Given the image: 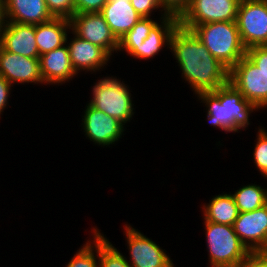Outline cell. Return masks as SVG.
Instances as JSON below:
<instances>
[{
    "label": "cell",
    "mask_w": 267,
    "mask_h": 267,
    "mask_svg": "<svg viewBox=\"0 0 267 267\" xmlns=\"http://www.w3.org/2000/svg\"><path fill=\"white\" fill-rule=\"evenodd\" d=\"M240 267H267V251L250 252Z\"/></svg>",
    "instance_id": "32"
},
{
    "label": "cell",
    "mask_w": 267,
    "mask_h": 267,
    "mask_svg": "<svg viewBox=\"0 0 267 267\" xmlns=\"http://www.w3.org/2000/svg\"><path fill=\"white\" fill-rule=\"evenodd\" d=\"M164 15H172L178 19L188 9L191 0H160Z\"/></svg>",
    "instance_id": "29"
},
{
    "label": "cell",
    "mask_w": 267,
    "mask_h": 267,
    "mask_svg": "<svg viewBox=\"0 0 267 267\" xmlns=\"http://www.w3.org/2000/svg\"><path fill=\"white\" fill-rule=\"evenodd\" d=\"M197 98L207 105V119L215 127L225 132L246 129L251 112L260 110L247 101L240 91L229 81L215 91L201 92Z\"/></svg>",
    "instance_id": "2"
},
{
    "label": "cell",
    "mask_w": 267,
    "mask_h": 267,
    "mask_svg": "<svg viewBox=\"0 0 267 267\" xmlns=\"http://www.w3.org/2000/svg\"><path fill=\"white\" fill-rule=\"evenodd\" d=\"M92 230L93 242L90 240L86 242L70 259L66 267H99V229L95 227Z\"/></svg>",
    "instance_id": "24"
},
{
    "label": "cell",
    "mask_w": 267,
    "mask_h": 267,
    "mask_svg": "<svg viewBox=\"0 0 267 267\" xmlns=\"http://www.w3.org/2000/svg\"><path fill=\"white\" fill-rule=\"evenodd\" d=\"M69 20L73 34L99 46L110 57L117 52L119 40L100 12L76 13Z\"/></svg>",
    "instance_id": "9"
},
{
    "label": "cell",
    "mask_w": 267,
    "mask_h": 267,
    "mask_svg": "<svg viewBox=\"0 0 267 267\" xmlns=\"http://www.w3.org/2000/svg\"><path fill=\"white\" fill-rule=\"evenodd\" d=\"M85 109L81 125L90 141L107 147L121 138L125 129L120 121L89 104Z\"/></svg>",
    "instance_id": "12"
},
{
    "label": "cell",
    "mask_w": 267,
    "mask_h": 267,
    "mask_svg": "<svg viewBox=\"0 0 267 267\" xmlns=\"http://www.w3.org/2000/svg\"><path fill=\"white\" fill-rule=\"evenodd\" d=\"M108 0H75L76 13L101 12Z\"/></svg>",
    "instance_id": "31"
},
{
    "label": "cell",
    "mask_w": 267,
    "mask_h": 267,
    "mask_svg": "<svg viewBox=\"0 0 267 267\" xmlns=\"http://www.w3.org/2000/svg\"><path fill=\"white\" fill-rule=\"evenodd\" d=\"M0 46L27 58H40L35 38V25L6 22L0 33Z\"/></svg>",
    "instance_id": "14"
},
{
    "label": "cell",
    "mask_w": 267,
    "mask_h": 267,
    "mask_svg": "<svg viewBox=\"0 0 267 267\" xmlns=\"http://www.w3.org/2000/svg\"><path fill=\"white\" fill-rule=\"evenodd\" d=\"M6 22L38 25L54 17L48 11L45 0H4Z\"/></svg>",
    "instance_id": "18"
},
{
    "label": "cell",
    "mask_w": 267,
    "mask_h": 267,
    "mask_svg": "<svg viewBox=\"0 0 267 267\" xmlns=\"http://www.w3.org/2000/svg\"><path fill=\"white\" fill-rule=\"evenodd\" d=\"M232 226L250 252L267 251V204L250 212H239Z\"/></svg>",
    "instance_id": "11"
},
{
    "label": "cell",
    "mask_w": 267,
    "mask_h": 267,
    "mask_svg": "<svg viewBox=\"0 0 267 267\" xmlns=\"http://www.w3.org/2000/svg\"><path fill=\"white\" fill-rule=\"evenodd\" d=\"M245 56L267 75V46H255L246 50Z\"/></svg>",
    "instance_id": "28"
},
{
    "label": "cell",
    "mask_w": 267,
    "mask_h": 267,
    "mask_svg": "<svg viewBox=\"0 0 267 267\" xmlns=\"http://www.w3.org/2000/svg\"><path fill=\"white\" fill-rule=\"evenodd\" d=\"M131 267H174L169 255L137 229L125 224Z\"/></svg>",
    "instance_id": "10"
},
{
    "label": "cell",
    "mask_w": 267,
    "mask_h": 267,
    "mask_svg": "<svg viewBox=\"0 0 267 267\" xmlns=\"http://www.w3.org/2000/svg\"><path fill=\"white\" fill-rule=\"evenodd\" d=\"M169 48L196 95L215 91L229 81V70L211 55L192 30L178 25Z\"/></svg>",
    "instance_id": "1"
},
{
    "label": "cell",
    "mask_w": 267,
    "mask_h": 267,
    "mask_svg": "<svg viewBox=\"0 0 267 267\" xmlns=\"http://www.w3.org/2000/svg\"><path fill=\"white\" fill-rule=\"evenodd\" d=\"M229 82L259 109L267 107V75L246 56L229 70Z\"/></svg>",
    "instance_id": "7"
},
{
    "label": "cell",
    "mask_w": 267,
    "mask_h": 267,
    "mask_svg": "<svg viewBox=\"0 0 267 267\" xmlns=\"http://www.w3.org/2000/svg\"><path fill=\"white\" fill-rule=\"evenodd\" d=\"M128 88L123 81L107 76L95 83L92 88L93 99L88 104L125 125L134 115V104Z\"/></svg>",
    "instance_id": "5"
},
{
    "label": "cell",
    "mask_w": 267,
    "mask_h": 267,
    "mask_svg": "<svg viewBox=\"0 0 267 267\" xmlns=\"http://www.w3.org/2000/svg\"><path fill=\"white\" fill-rule=\"evenodd\" d=\"M39 60L44 84L59 85L77 75L70 61L67 44L41 55Z\"/></svg>",
    "instance_id": "17"
},
{
    "label": "cell",
    "mask_w": 267,
    "mask_h": 267,
    "mask_svg": "<svg viewBox=\"0 0 267 267\" xmlns=\"http://www.w3.org/2000/svg\"><path fill=\"white\" fill-rule=\"evenodd\" d=\"M160 20L151 28L148 37L143 41L142 45L134 48L129 55L138 59H150L162 50V47L169 48L171 35L179 25V19L172 15L162 14Z\"/></svg>",
    "instance_id": "16"
},
{
    "label": "cell",
    "mask_w": 267,
    "mask_h": 267,
    "mask_svg": "<svg viewBox=\"0 0 267 267\" xmlns=\"http://www.w3.org/2000/svg\"><path fill=\"white\" fill-rule=\"evenodd\" d=\"M208 49L228 70L246 54L236 21H221L196 25L191 29Z\"/></svg>",
    "instance_id": "3"
},
{
    "label": "cell",
    "mask_w": 267,
    "mask_h": 267,
    "mask_svg": "<svg viewBox=\"0 0 267 267\" xmlns=\"http://www.w3.org/2000/svg\"><path fill=\"white\" fill-rule=\"evenodd\" d=\"M211 267H240L250 253L233 226L204 221Z\"/></svg>",
    "instance_id": "4"
},
{
    "label": "cell",
    "mask_w": 267,
    "mask_h": 267,
    "mask_svg": "<svg viewBox=\"0 0 267 267\" xmlns=\"http://www.w3.org/2000/svg\"><path fill=\"white\" fill-rule=\"evenodd\" d=\"M99 267H131L127 258L99 231Z\"/></svg>",
    "instance_id": "25"
},
{
    "label": "cell",
    "mask_w": 267,
    "mask_h": 267,
    "mask_svg": "<svg viewBox=\"0 0 267 267\" xmlns=\"http://www.w3.org/2000/svg\"><path fill=\"white\" fill-rule=\"evenodd\" d=\"M6 23L5 12H4V0H0V33L4 29Z\"/></svg>",
    "instance_id": "34"
},
{
    "label": "cell",
    "mask_w": 267,
    "mask_h": 267,
    "mask_svg": "<svg viewBox=\"0 0 267 267\" xmlns=\"http://www.w3.org/2000/svg\"><path fill=\"white\" fill-rule=\"evenodd\" d=\"M232 196L239 212H250L267 204V189L256 184L243 186Z\"/></svg>",
    "instance_id": "22"
},
{
    "label": "cell",
    "mask_w": 267,
    "mask_h": 267,
    "mask_svg": "<svg viewBox=\"0 0 267 267\" xmlns=\"http://www.w3.org/2000/svg\"><path fill=\"white\" fill-rule=\"evenodd\" d=\"M68 29L70 32V20L65 18H53L48 22L35 25V38L39 55L66 45Z\"/></svg>",
    "instance_id": "20"
},
{
    "label": "cell",
    "mask_w": 267,
    "mask_h": 267,
    "mask_svg": "<svg viewBox=\"0 0 267 267\" xmlns=\"http://www.w3.org/2000/svg\"><path fill=\"white\" fill-rule=\"evenodd\" d=\"M202 209L205 221L230 226L239 215L238 207L231 193L216 195L209 203L204 204Z\"/></svg>",
    "instance_id": "21"
},
{
    "label": "cell",
    "mask_w": 267,
    "mask_h": 267,
    "mask_svg": "<svg viewBox=\"0 0 267 267\" xmlns=\"http://www.w3.org/2000/svg\"><path fill=\"white\" fill-rule=\"evenodd\" d=\"M240 0H191L179 18V25L191 30L196 25L221 21H236Z\"/></svg>",
    "instance_id": "8"
},
{
    "label": "cell",
    "mask_w": 267,
    "mask_h": 267,
    "mask_svg": "<svg viewBox=\"0 0 267 267\" xmlns=\"http://www.w3.org/2000/svg\"><path fill=\"white\" fill-rule=\"evenodd\" d=\"M131 5L142 17L150 18L153 10L162 8L160 0H130Z\"/></svg>",
    "instance_id": "30"
},
{
    "label": "cell",
    "mask_w": 267,
    "mask_h": 267,
    "mask_svg": "<svg viewBox=\"0 0 267 267\" xmlns=\"http://www.w3.org/2000/svg\"><path fill=\"white\" fill-rule=\"evenodd\" d=\"M13 87L7 80L0 75V115L3 110L7 107L8 97L10 96V90Z\"/></svg>",
    "instance_id": "33"
},
{
    "label": "cell",
    "mask_w": 267,
    "mask_h": 267,
    "mask_svg": "<svg viewBox=\"0 0 267 267\" xmlns=\"http://www.w3.org/2000/svg\"><path fill=\"white\" fill-rule=\"evenodd\" d=\"M236 24L246 49L267 46V0H240Z\"/></svg>",
    "instance_id": "6"
},
{
    "label": "cell",
    "mask_w": 267,
    "mask_h": 267,
    "mask_svg": "<svg viewBox=\"0 0 267 267\" xmlns=\"http://www.w3.org/2000/svg\"><path fill=\"white\" fill-rule=\"evenodd\" d=\"M54 18L70 19L75 14V0H45Z\"/></svg>",
    "instance_id": "27"
},
{
    "label": "cell",
    "mask_w": 267,
    "mask_h": 267,
    "mask_svg": "<svg viewBox=\"0 0 267 267\" xmlns=\"http://www.w3.org/2000/svg\"><path fill=\"white\" fill-rule=\"evenodd\" d=\"M0 75L12 86L13 83H43L39 58H27L4 50L0 46Z\"/></svg>",
    "instance_id": "13"
},
{
    "label": "cell",
    "mask_w": 267,
    "mask_h": 267,
    "mask_svg": "<svg viewBox=\"0 0 267 267\" xmlns=\"http://www.w3.org/2000/svg\"><path fill=\"white\" fill-rule=\"evenodd\" d=\"M156 23L152 18L142 17L130 31L120 38L117 51L124 50L129 54L138 45H142Z\"/></svg>",
    "instance_id": "23"
},
{
    "label": "cell",
    "mask_w": 267,
    "mask_h": 267,
    "mask_svg": "<svg viewBox=\"0 0 267 267\" xmlns=\"http://www.w3.org/2000/svg\"><path fill=\"white\" fill-rule=\"evenodd\" d=\"M73 36L67 46L70 61L76 74L81 72V70L96 72L107 64L110 56L102 48L81 39L75 34Z\"/></svg>",
    "instance_id": "15"
},
{
    "label": "cell",
    "mask_w": 267,
    "mask_h": 267,
    "mask_svg": "<svg viewBox=\"0 0 267 267\" xmlns=\"http://www.w3.org/2000/svg\"><path fill=\"white\" fill-rule=\"evenodd\" d=\"M100 13L118 40L142 18L130 0H108Z\"/></svg>",
    "instance_id": "19"
},
{
    "label": "cell",
    "mask_w": 267,
    "mask_h": 267,
    "mask_svg": "<svg viewBox=\"0 0 267 267\" xmlns=\"http://www.w3.org/2000/svg\"><path fill=\"white\" fill-rule=\"evenodd\" d=\"M267 130L259 128L257 134V142L253 152L254 163L258 170L267 177Z\"/></svg>",
    "instance_id": "26"
}]
</instances>
